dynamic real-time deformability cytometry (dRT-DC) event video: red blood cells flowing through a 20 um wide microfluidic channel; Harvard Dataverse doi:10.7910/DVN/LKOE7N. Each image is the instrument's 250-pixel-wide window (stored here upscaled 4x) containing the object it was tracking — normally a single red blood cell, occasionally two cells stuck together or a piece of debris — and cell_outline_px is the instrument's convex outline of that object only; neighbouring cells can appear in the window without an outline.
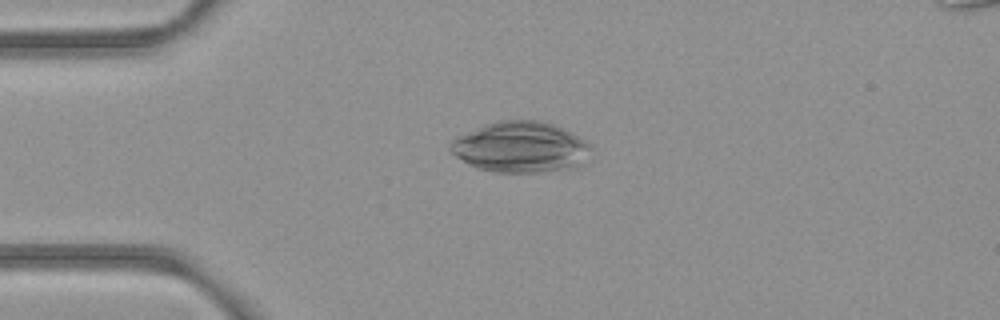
{"species": "common noctule bat (a hibernating species)", "species_latin": "Nyctalus noctula", "temperature_condition": "room temperature", "stored_images_in_passage": 45, "camera_frame_rate_fps": 3000, "um_per_image_px": 0.085, "animal": {"sex": "female", "body_mass_g": 21.9}, "frame": {"image": 1, "passage_image": 6, "time_ms": 1.667, "image_size_px": [1000, 320], "cell_outline_px": [[592, 148], [580, 164], [572, 168], [540, 172], [496, 172], [476, 168], [468, 164], [456, 156], [448, 148], [448, 144], [456, 136], [484, 124], [496, 120], [544, 120], [584, 140]], "centroid_in_image_um": [44.17, 12.5], "position_along_channel_um": 40.8, "area_um2": 41.44}}
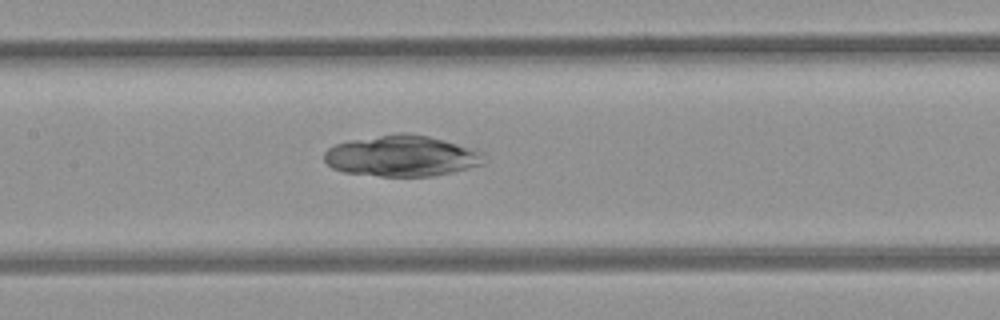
{"frame": {"image": 2, "passage_image": 18, "time_ms": 5.667, "image_size_px": [1000, 320], "cell_outline_px": [[484, 164], [452, 172], [432, 176], [380, 176], [344, 172], [332, 168], [324, 160], [324, 152], [328, 148], [336, 144], [348, 140], [396, 132], [408, 132], [428, 136], [444, 140], [484, 152]], "centroid_in_image_um": [34.13, 13.24], "position_along_channel_um": 173.3, "area_um2": 38.38}}
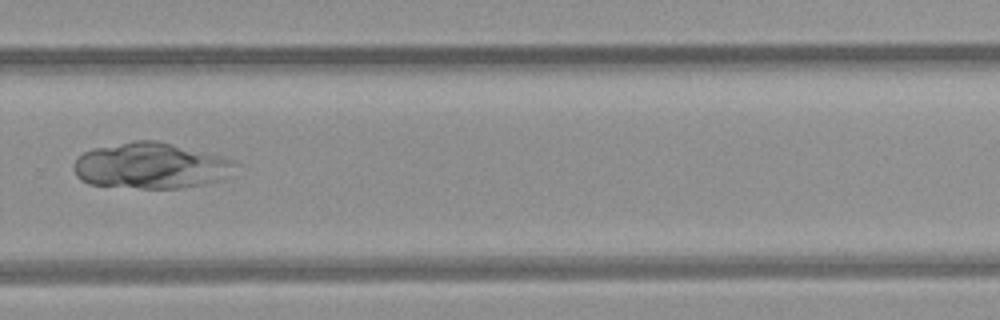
{"frame": {"image": 3, "passage_image": 29, "time_ms": 9.333, "image_size_px": [1000, 320], "cell_outline_px": [[240, 164], [224, 180], [204, 184], [180, 188], [140, 188], [88, 184], [80, 180], [76, 176], [72, 168], [76, 160], [84, 152], [92, 148], [136, 140], [156, 140], [216, 156]], "centroid_in_image_um": [12.77, 14.1], "position_along_channel_um": 317.0, "area_um2": 42.95}}